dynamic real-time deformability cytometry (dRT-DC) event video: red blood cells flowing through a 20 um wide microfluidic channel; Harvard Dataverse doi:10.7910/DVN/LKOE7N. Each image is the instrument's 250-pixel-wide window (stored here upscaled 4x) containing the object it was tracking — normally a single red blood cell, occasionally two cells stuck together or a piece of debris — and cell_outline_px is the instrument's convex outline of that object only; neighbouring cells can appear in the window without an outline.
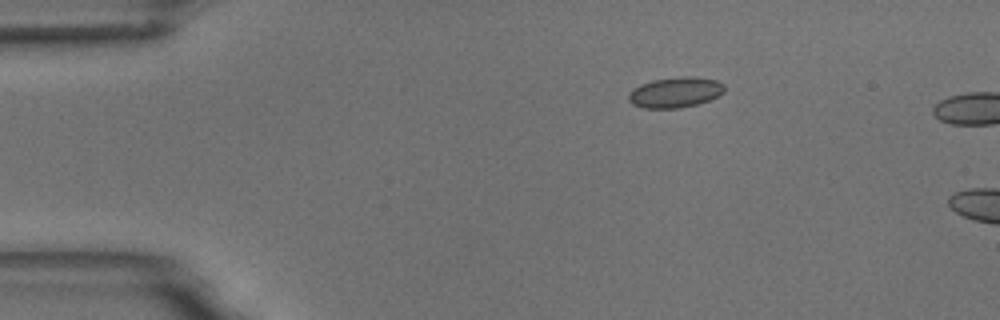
{"species": "common noctule bat (a hibernating species)", "species_latin": "Nyctalus noctula", "temperature_condition": "room temperature", "stored_images_in_passage": 2, "camera_frame_rate_fps": 3000, "um_per_image_px": 0.085, "animal": {"sex": "male", "body_mass_g": 18.8}, "frame": {"image": 1, "passage_image": 1, "time_ms": 0.0, "image_size_px": [1000, 320], "cell_outline_px": [[724, 92], [720, 96], [696, 104], [680, 108], [644, 108], [632, 104], [628, 100], [628, 92], [632, 88], [640, 84], [652, 80], [680, 76], [692, 76], [716, 80], [724, 84]], "centroid_in_image_um": [57.38, 7.84], "position_along_channel_um": 27.6, "area_um2": 17.22}}